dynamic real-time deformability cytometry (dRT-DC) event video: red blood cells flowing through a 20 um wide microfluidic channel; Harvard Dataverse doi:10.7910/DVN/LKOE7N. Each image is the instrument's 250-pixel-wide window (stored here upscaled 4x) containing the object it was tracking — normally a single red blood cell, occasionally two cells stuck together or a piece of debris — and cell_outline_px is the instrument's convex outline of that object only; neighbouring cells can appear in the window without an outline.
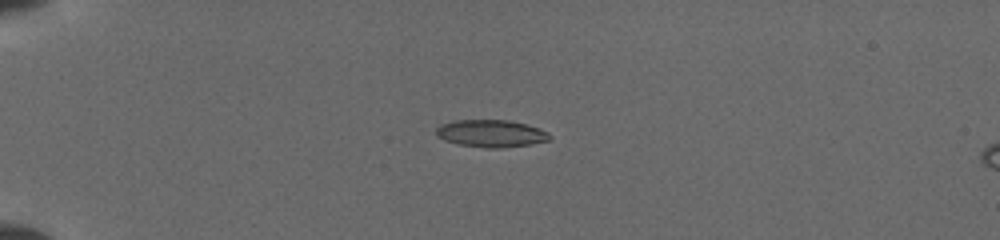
{"species": "common noctule bat (a hibernating species)", "species_latin": "Nyctalus noctula", "temperature_condition": "cold", "stored_images_in_passage": 5, "camera_frame_rate_fps": 3000, "um_per_image_px": 0.085, "animal": {"sex": "female", "body_mass_g": 19.5, "forearm_length_mm": 54.1}, "frame": {"image": 1, "passage_image": 1, "time_ms": 0.0, "image_size_px": [1000, 240], "cell_outline_px": [[552, 136], [548, 140], [532, 144], [500, 148], [484, 148], [460, 144], [444, 140], [436, 136], [436, 128], [440, 124], [456, 120], [508, 120], [540, 128], [548, 132]], "centroid_in_image_um": [41.73, 11.34], "position_along_channel_um": 43.3, "area_um2": 18.09}}
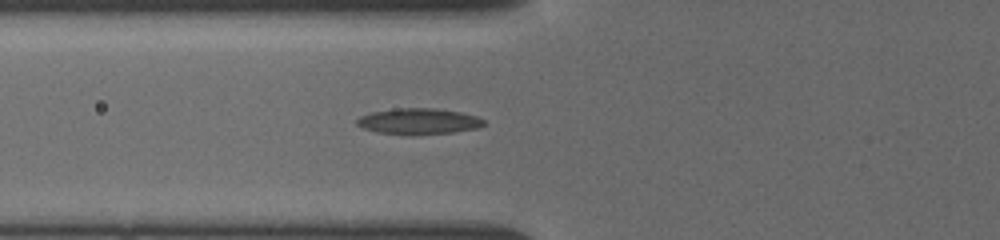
{"frame": {"image": 2, "passage_image": 5, "time_ms": 2.333, "image_size_px": [1000, 240], "cell_outline_px": [[484, 124], [476, 128], [452, 132], [412, 136], [376, 132], [364, 128], [356, 124], [356, 120], [360, 116], [372, 112], [396, 108], [432, 108], [460, 112], [476, 116], [484, 120]], "centroid_in_image_um": [35.54, 10.32], "position_along_channel_um": 90.3, "area_um2": 19.25}}